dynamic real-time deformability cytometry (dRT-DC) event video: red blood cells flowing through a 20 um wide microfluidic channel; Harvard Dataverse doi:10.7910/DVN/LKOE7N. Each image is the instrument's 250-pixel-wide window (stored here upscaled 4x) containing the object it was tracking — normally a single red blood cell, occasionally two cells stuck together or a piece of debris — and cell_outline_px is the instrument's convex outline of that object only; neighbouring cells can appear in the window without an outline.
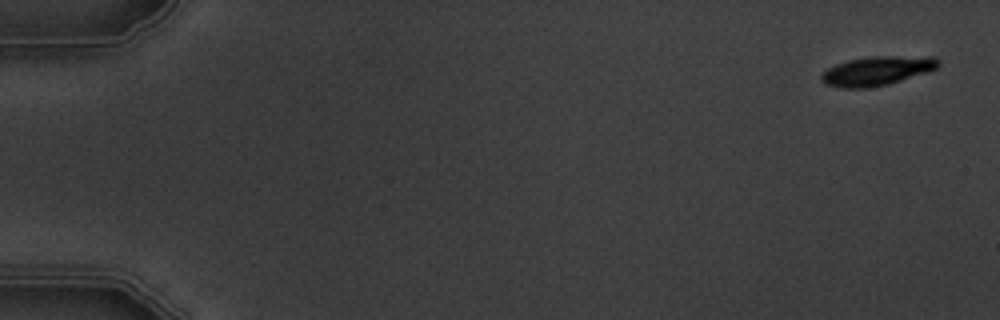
{"species": "common noctule bat (a hibernating species)", "species_latin": "Nyctalus noctula", "temperature_condition": "warm", "stored_images_in_passage": 5, "camera_frame_rate_fps": 3000, "um_per_image_px": 0.085, "animal": {"sex": "male", "body_mass_g": 19.5, "forearm_length_mm": 54.6}, "frame": {"image": 1, "passage_image": 1, "time_ms": 0.0, "image_size_px": [1000, 320], "cell_outline_px": [[940, 64], [936, 68], [928, 72], [888, 84], [864, 88], [840, 88], [824, 84], [820, 80], [820, 76], [828, 68], [836, 64], [848, 60], [872, 56], [936, 56], [940, 60]], "centroid_in_image_um": [74.56, 6.01], "position_along_channel_um": 10.4, "area_um2": 20.0}}
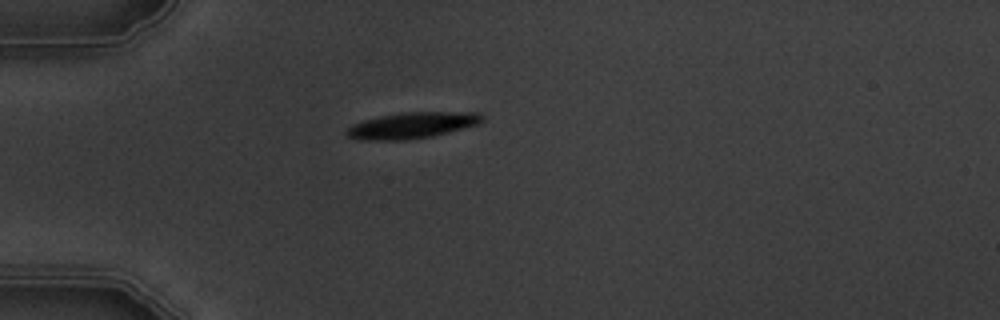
{"frame": {"image": 2, "passage_image": 5, "time_ms": 4.667, "image_size_px": [1000, 320], "cell_outline_px": [[484, 120], [476, 124], [448, 132], [432, 136], [404, 140], [360, 140], [348, 136], [344, 132], [352, 124], [364, 120], [380, 116], [400, 112], [480, 112], [484, 116]], "centroid_in_image_um": [35.01, 10.65], "position_along_channel_um": 50.0, "area_um2": 20.58}}